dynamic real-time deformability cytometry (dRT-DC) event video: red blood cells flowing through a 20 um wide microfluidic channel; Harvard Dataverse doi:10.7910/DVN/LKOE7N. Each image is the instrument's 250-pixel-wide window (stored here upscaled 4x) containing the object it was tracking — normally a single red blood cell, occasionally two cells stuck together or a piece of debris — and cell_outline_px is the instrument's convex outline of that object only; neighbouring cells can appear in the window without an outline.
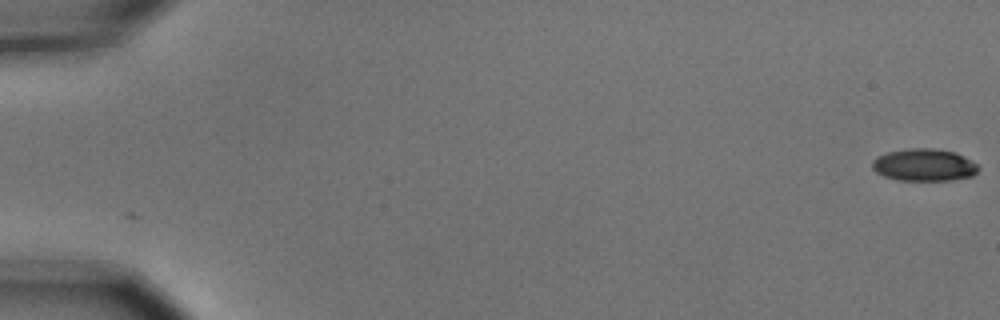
{"species": "common noctule bat (a hibernating species)", "species_latin": "Nyctalus noctula", "temperature_condition": "cold", "stored_images_in_passage": 2, "camera_frame_rate_fps": 3000, "um_per_image_px": 0.085, "animal": {"sex": "male", "body_mass_g": 15.6}, "frame": {"image": 1, "passage_image": 2, "time_ms": 0.333, "image_size_px": [1000, 320], "cell_outline_px": [[980, 168], [972, 176], [952, 180], [896, 180], [884, 176], [876, 172], [872, 168], [872, 160], [876, 156], [888, 152], [912, 148], [932, 148], [956, 152], [972, 160]], "centroid_in_image_um": [78.55, 14.02], "position_along_channel_um": 6.5, "area_um2": 20.06}}